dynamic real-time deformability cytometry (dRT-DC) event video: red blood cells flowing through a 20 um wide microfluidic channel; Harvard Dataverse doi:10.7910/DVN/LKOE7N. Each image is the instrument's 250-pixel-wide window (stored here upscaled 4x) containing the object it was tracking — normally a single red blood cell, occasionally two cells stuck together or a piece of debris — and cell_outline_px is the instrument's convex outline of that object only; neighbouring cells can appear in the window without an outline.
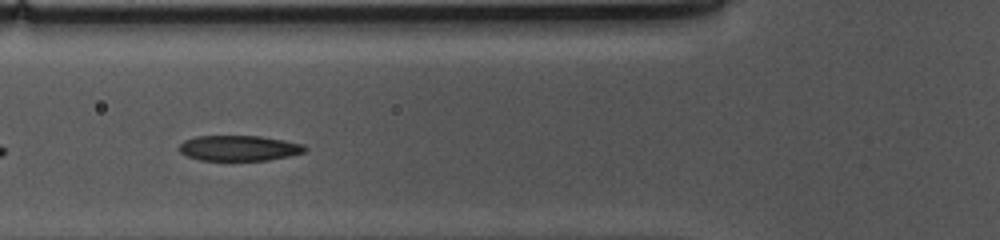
{"species": "common noctule bat (a hibernating species)", "species_latin": "Nyctalus noctula", "temperature_condition": "cold", "stored_images_in_passage": 35, "camera_frame_rate_fps": 3000, "um_per_image_px": 0.085, "animal": {"sex": "female", "body_mass_g": 10.0, "forearm_length_mm": 53.1}, "frame": {"image": 1, "passage_image": 6, "time_ms": 1.667, "image_size_px": [1000, 240], "cell_outline_px": [[308, 148], [304, 152], [288, 156], [268, 160], [200, 160], [188, 156], [180, 152], [180, 144], [184, 140], [196, 136], [260, 136], [284, 140], [304, 144]], "centroid_in_image_um": [20.34, 12.58], "position_along_channel_um": 105.5, "area_um2": 18.55}, "authors_computed_cell_mechanics": {"area_um2": 17.918, "velocity_mm_per_s": 3.7032, "shape_relaxation_time_tau1_ms": 5.7423, "shape_relaxation_time_tau2_ms": 1.4877, "deformation_change_tau1": 0.2024, "deformation_change_tau2": 0.063}}